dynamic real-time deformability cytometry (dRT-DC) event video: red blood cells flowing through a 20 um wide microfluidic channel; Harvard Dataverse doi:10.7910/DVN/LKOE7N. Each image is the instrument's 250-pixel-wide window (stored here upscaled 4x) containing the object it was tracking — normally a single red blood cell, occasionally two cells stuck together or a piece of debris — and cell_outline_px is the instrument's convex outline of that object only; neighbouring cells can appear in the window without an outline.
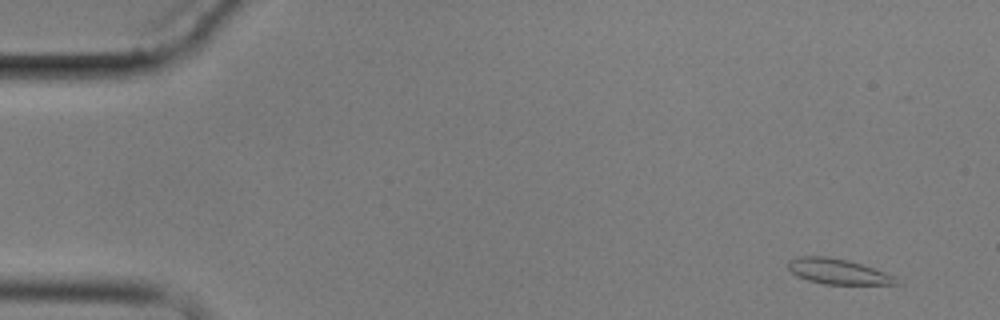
{"species": "common noctule bat (a hibernating species)", "species_latin": "Nyctalus noctula", "temperature_condition": "cold", "stored_images_in_passage": 4, "camera_frame_rate_fps": 3000, "um_per_image_px": 0.085, "animal": {"sex": "male", "body_mass_g": 17.9}, "frame": {"image": 1, "passage_image": 1, "time_ms": 0.0, "image_size_px": [1000, 320], "cell_outline_px": [[900, 284], [824, 284], [808, 280], [796, 276], [788, 268], [788, 260], [800, 256], [828, 256], [848, 260], [884, 272], [892, 276]], "centroid_in_image_um": [71.15, 23.07], "position_along_channel_um": 13.9, "area_um2": 15.72}}